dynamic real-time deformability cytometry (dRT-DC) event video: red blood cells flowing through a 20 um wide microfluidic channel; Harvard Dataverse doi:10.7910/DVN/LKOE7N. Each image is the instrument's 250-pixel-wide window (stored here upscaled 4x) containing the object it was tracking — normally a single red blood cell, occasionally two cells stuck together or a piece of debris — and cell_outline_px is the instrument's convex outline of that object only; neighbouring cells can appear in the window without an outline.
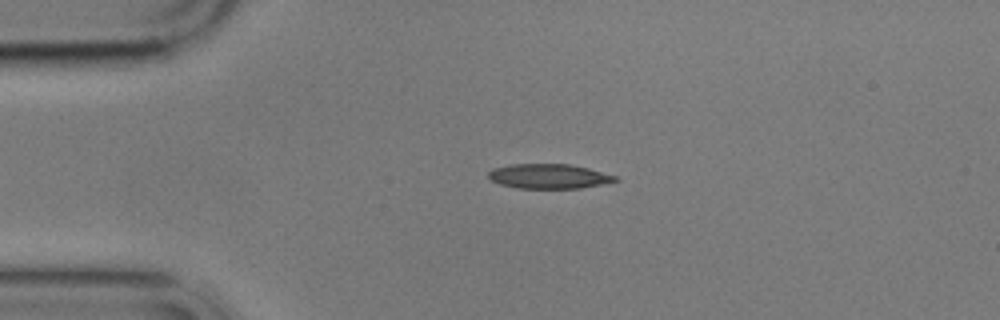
{"species": "common noctule bat (a hibernating species)", "species_latin": "Nyctalus noctula", "temperature_condition": "cold", "stored_images_in_passage": 3, "segment_of_instrument_passage": [1, 2], "camera_frame_rate_fps": 3000, "um_per_image_px": 0.085, "animal": {"sex": "male", "body_mass_g": 17.9}, "frame": {"image": 1, "passage_image": 1, "time_ms": 0.0, "image_size_px": [1000, 320], "cell_outline_px": [[620, 180], [580, 188], [516, 188], [500, 184], [488, 180], [488, 172], [492, 168], [512, 164], [568, 164], [588, 168], [616, 176]], "centroid_in_image_um": [46.59, 14.98], "position_along_channel_um": 38.4, "area_um2": 18.21}}